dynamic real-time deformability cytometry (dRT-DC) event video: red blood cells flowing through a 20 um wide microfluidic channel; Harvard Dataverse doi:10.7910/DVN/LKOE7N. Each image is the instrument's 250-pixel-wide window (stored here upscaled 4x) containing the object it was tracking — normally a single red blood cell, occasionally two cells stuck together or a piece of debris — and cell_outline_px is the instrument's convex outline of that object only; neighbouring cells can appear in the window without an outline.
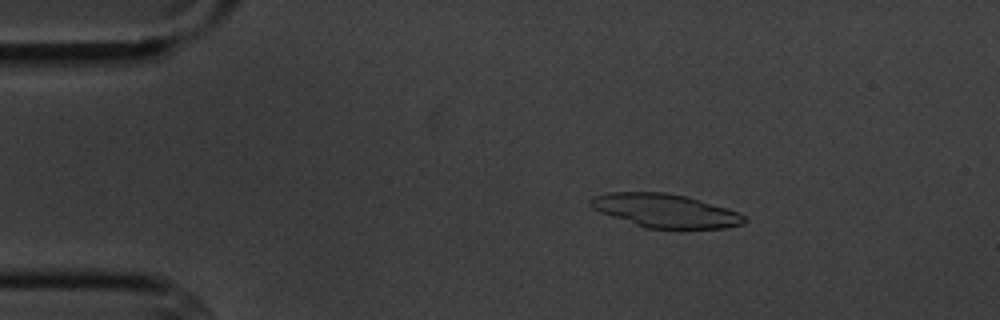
{"species": "common noctule bat (a hibernating species)", "species_latin": "Nyctalus noctula", "temperature_condition": "cold", "stored_images_in_passage": 7, "camera_frame_rate_fps": 3000, "um_per_image_px": 0.085, "animal": {"sex": "male", "body_mass_g": 20.1, "forearm_length_mm": 53.5}, "frame": {"image": 1, "passage_image": 2, "time_ms": 1.0, "image_size_px": [1000, 320], "cell_outline_px": [[748, 220], [744, 224], [728, 228], [644, 228], [600, 212], [592, 208], [588, 204], [588, 200], [592, 196], [608, 192], [664, 192], [684, 196], [740, 212]], "centroid_in_image_um": [56.52, 17.91], "position_along_channel_um": 28.5, "area_um2": 30.06}}